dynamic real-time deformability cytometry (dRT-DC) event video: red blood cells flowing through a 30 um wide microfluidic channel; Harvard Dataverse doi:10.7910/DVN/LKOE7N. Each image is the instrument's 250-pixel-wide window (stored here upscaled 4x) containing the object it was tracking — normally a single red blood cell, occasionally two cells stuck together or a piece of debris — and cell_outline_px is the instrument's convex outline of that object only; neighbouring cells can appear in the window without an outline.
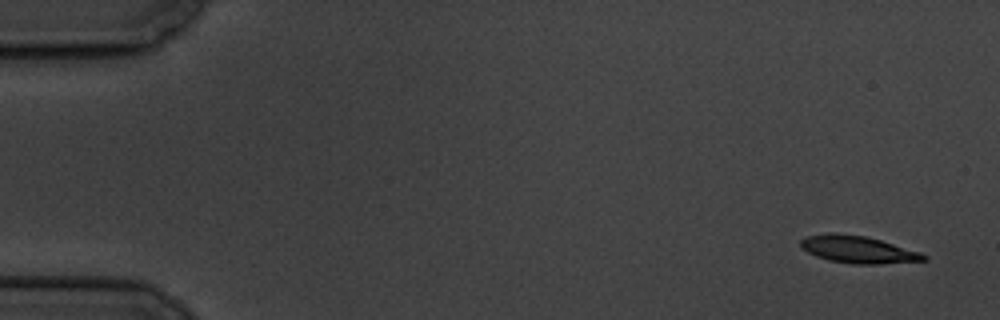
{"species": "common noctule bat (a hibernating species)", "species_latin": "Nyctalus noctula", "temperature_condition": "cold", "stored_images_in_passage": 5, "segment_of_instrument_passage": [1, 2], "camera_frame_rate_fps": 3000, "um_per_image_px": 0.085, "animal": {"sex": "male", "body_mass_g": 19.5, "forearm_length_mm": 54.6}, "frame": {"image": 1, "passage_image": 1, "time_ms": 0.0, "image_size_px": [1000, 320], "cell_outline_px": [[928, 260], [880, 264], [852, 264], [828, 260], [816, 256], [808, 252], [800, 244], [800, 240], [804, 236], [832, 232], [836, 232], [864, 236], [880, 240], [920, 252], [928, 256]], "centroid_in_image_um": [72.92, 21.2], "position_along_channel_um": 12.1, "area_um2": 19.54}}